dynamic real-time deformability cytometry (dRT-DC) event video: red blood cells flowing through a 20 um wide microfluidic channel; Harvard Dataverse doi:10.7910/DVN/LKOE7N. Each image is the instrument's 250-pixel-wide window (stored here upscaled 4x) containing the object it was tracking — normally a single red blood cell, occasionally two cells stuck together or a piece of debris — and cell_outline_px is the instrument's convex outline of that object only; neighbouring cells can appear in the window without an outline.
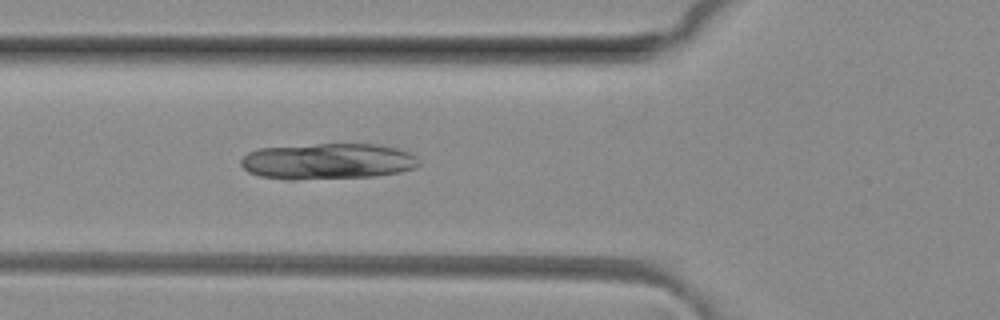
{"species": "common noctule bat (a hibernating species)", "species_latin": "Nyctalus noctula", "temperature_condition": "room temperature", "stored_images_in_passage": 26, "camera_frame_rate_fps": 3000, "um_per_image_px": 0.085, "animal": {"sex": "female", "body_mass_g": 29.2, "forearm_length_mm": 56.3}, "frame": {"image": 1, "passage_image": 7, "time_ms": 2.0, "image_size_px": [1000, 320], "cell_outline_px": [[420, 164], [416, 168], [400, 172], [376, 176], [296, 180], [288, 180], [260, 176], [248, 172], [240, 164], [240, 160], [248, 152], [256, 148], [316, 144], [376, 144], [396, 148], [412, 152], [420, 160]], "centroid_in_image_um": [27.87, 13.71], "position_along_channel_um": 97.9, "area_um2": 37.86}}
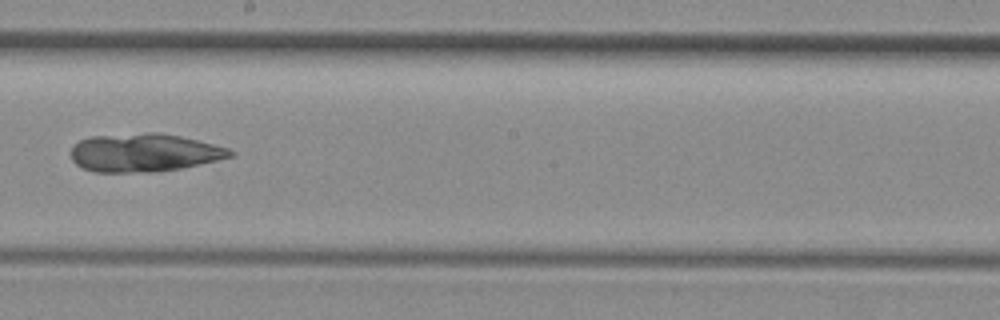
{"frame": {"image": 2, "passage_image": 17, "time_ms": 5.333, "image_size_px": [1000, 320], "cell_outline_px": [[236, 152], [232, 156], [216, 160], [180, 168], [152, 172], [92, 172], [76, 164], [72, 160], [72, 144], [80, 140], [92, 136], [144, 132], [160, 132], [180, 136], [228, 148]], "centroid_in_image_um": [12.21, 12.97], "position_along_channel_um": 236.0, "area_um2": 35.37}}
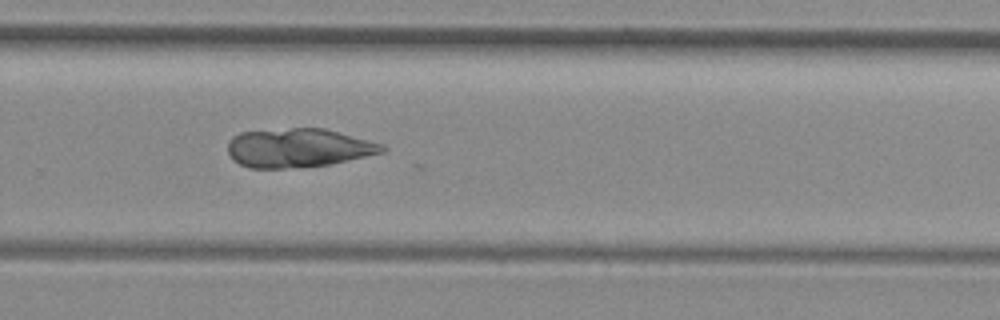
{"frame": {"image": 3, "passage_image": 22, "time_ms": 7.0, "image_size_px": [1000, 320], "cell_outline_px": [[388, 148], [384, 152], [332, 164], [284, 168], [248, 168], [232, 160], [228, 152], [228, 144], [232, 136], [240, 132], [292, 128], [324, 128], [384, 144]], "centroid_in_image_um": [25.36, 12.57], "position_along_channel_um": 304.4, "area_um2": 35.03}}